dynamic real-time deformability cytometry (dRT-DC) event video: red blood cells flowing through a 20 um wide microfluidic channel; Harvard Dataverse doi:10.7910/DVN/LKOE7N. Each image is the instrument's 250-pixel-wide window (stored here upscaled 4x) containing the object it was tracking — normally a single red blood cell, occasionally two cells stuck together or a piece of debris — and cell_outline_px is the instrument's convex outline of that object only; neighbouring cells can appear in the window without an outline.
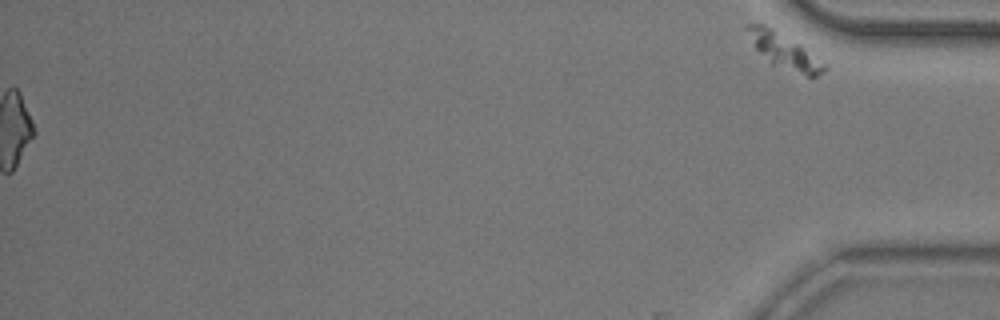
{"species": "common noctule bat (a hibernating species)", "species_latin": "Nyctalus noctula", "temperature_condition": "room temperature", "stored_images_in_passage": 53, "segment_of_instrument_passage": [2, 2], "camera_frame_rate_fps": 3000, "um_per_image_px": 0.085, "animal": {"sex": "male", "body_mass_g": 20.5, "forearm_length_mm": 52.5}, "frame": {"image": 1, "passage_image": 53, "time_ms": 17.333, "image_size_px": [1000, 320], "cell_outline_px": [[828, 68], [824, 72], [816, 76], [808, 76], [772, 64], [756, 48], [744, 28], [744, 24], [764, 24], [772, 28], [800, 44], [828, 64]], "centroid_in_image_um": [66.7, 4.33], "position_along_channel_um": 368.5, "area_um2": 15.49}}